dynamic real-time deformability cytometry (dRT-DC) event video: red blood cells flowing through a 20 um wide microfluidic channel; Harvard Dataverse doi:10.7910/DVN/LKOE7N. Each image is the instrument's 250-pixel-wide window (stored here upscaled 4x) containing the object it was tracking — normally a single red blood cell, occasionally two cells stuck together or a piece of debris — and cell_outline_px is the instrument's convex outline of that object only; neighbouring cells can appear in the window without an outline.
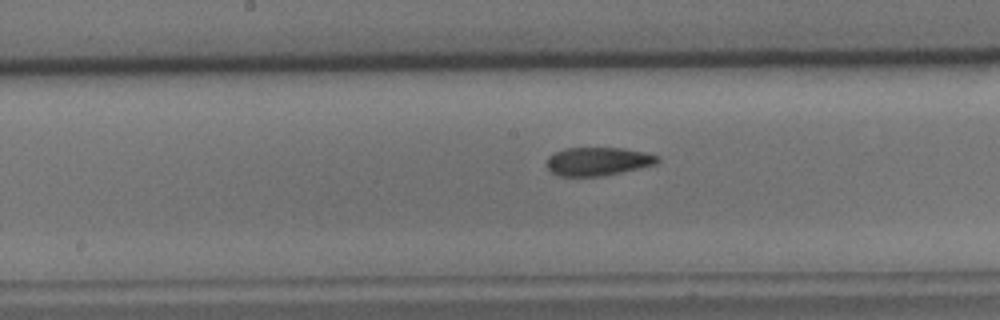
{"species": "common noctule bat (a hibernating species)", "species_latin": "Nyctalus noctula", "temperature_condition": "cold", "stored_images_in_passage": 37, "camera_frame_rate_fps": 3000, "um_per_image_px": 0.085, "animal": {"sex": "male", "body_mass_g": 15.6}, "frame": {"image": 1, "passage_image": 21, "time_ms": 6.667, "image_size_px": [1000, 320], "cell_outline_px": [[660, 160], [656, 164], [620, 172], [600, 176], [560, 176], [552, 172], [544, 164], [548, 156], [552, 152], [564, 148], [624, 148], [644, 152], [660, 156]], "centroid_in_image_um": [50.78, 13.7], "position_along_channel_um": 197.4, "area_um2": 18.44}}
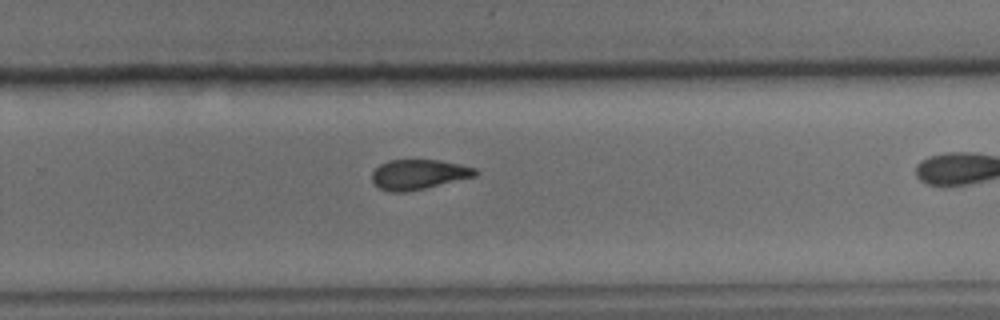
{"frame": {"image": 2, "passage_image": 29, "time_ms": 9.333, "image_size_px": [1000, 320], "cell_outline_px": [[480, 172], [476, 176], [408, 192], [392, 192], [380, 188], [372, 180], [372, 172], [380, 164], [388, 160], [440, 160], [460, 164], [476, 168]], "centroid_in_image_um": [35.61, 14.82], "position_along_channel_um": 294.2, "area_um2": 18.03}}
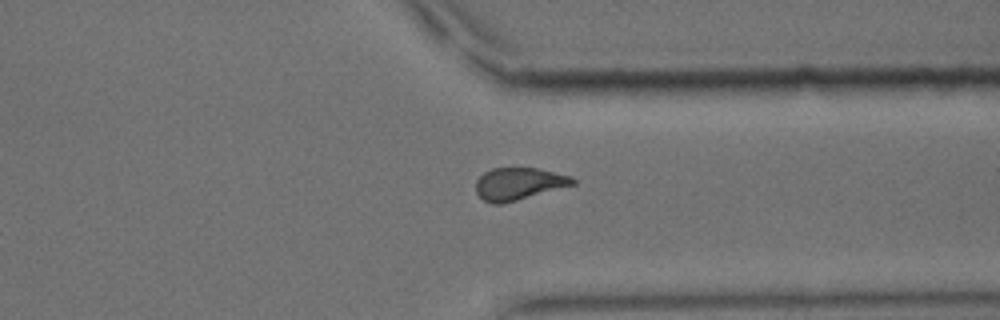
{"frame": {"image": 3, "passage_image": 35, "time_ms": 11.333, "image_size_px": [1000, 320], "cell_outline_px": [[576, 184], [516, 200], [500, 204], [492, 204], [484, 200], [476, 192], [476, 180], [484, 172], [492, 168], [536, 168], [572, 176], [576, 180]], "centroid_in_image_um": [44.09, 15.61], "position_along_channel_um": 367.3, "area_um2": 18.09}}